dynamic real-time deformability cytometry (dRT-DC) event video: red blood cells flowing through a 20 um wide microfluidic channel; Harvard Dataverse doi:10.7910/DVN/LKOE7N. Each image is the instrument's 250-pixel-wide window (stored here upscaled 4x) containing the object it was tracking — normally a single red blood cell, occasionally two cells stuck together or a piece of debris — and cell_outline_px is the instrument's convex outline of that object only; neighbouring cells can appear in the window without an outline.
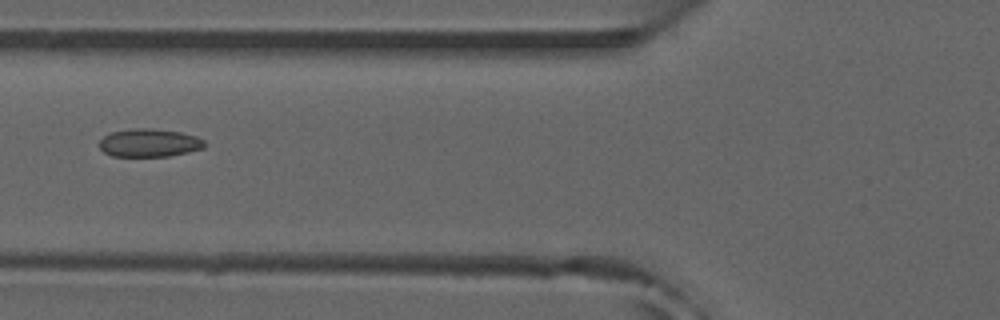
{"species": "common noctule bat (a hibernating species)", "species_latin": "Nyctalus noctula", "temperature_condition": "room temperature", "stored_images_in_passage": 4, "camera_frame_rate_fps": 3000, "um_per_image_px": 0.085, "animal": {"sex": "male", "forearm_length_mm": 52.5}, "frame": {"image": 1, "passage_image": 3, "time_ms": 0.667, "image_size_px": [1000, 320], "cell_outline_px": [[204, 148], [188, 152], [168, 156], [112, 156], [104, 152], [100, 148], [100, 140], [108, 132], [128, 128], [152, 128], [180, 132], [196, 136], [204, 140]], "centroid_in_image_um": [12.66, 12.13], "position_along_channel_um": 113.1, "area_um2": 17.34}}
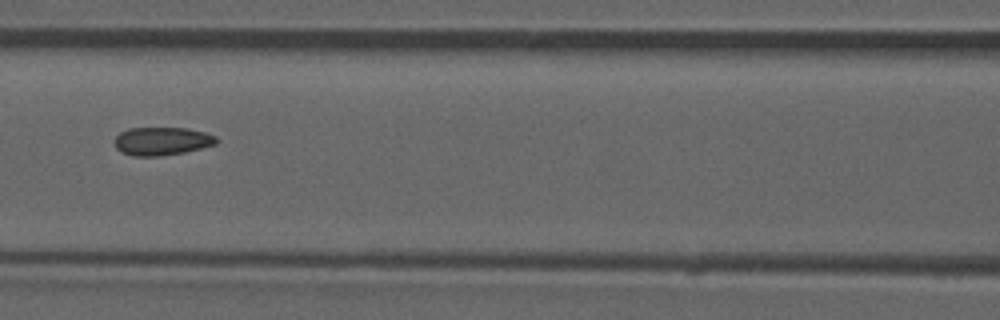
{"frame": {"image": 2, "passage_image": 4, "time_ms": 1.0, "image_size_px": [1000, 320], "cell_outline_px": [[220, 140], [216, 144], [184, 152], [160, 156], [132, 156], [120, 152], [112, 144], [112, 140], [120, 132], [128, 128], [188, 128], [204, 132], [216, 136]], "centroid_in_image_um": [13.71, 12.0], "position_along_channel_um": 152.9, "area_um2": 16.99}}